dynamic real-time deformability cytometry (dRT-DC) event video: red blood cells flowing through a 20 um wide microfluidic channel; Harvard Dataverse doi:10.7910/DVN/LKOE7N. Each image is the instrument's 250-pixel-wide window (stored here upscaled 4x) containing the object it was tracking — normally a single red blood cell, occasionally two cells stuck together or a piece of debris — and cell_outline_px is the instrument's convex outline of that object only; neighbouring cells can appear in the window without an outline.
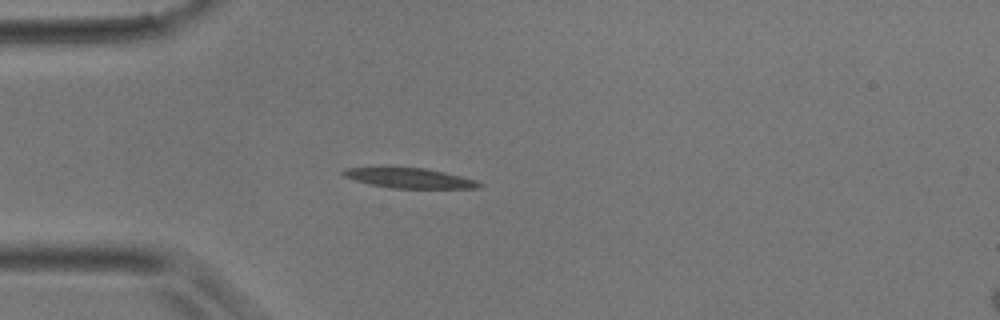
{"species": "common noctule bat (a hibernating species)", "species_latin": "Nyctalus noctula", "temperature_condition": "room temperature", "stored_images_in_passage": 4, "camera_frame_rate_fps": 3000, "um_per_image_px": 0.085, "animal": {"sex": "male", "body_mass_g": 17.9}, "frame": {"image": 1, "passage_image": 4, "time_ms": 1.0, "image_size_px": [1000, 320], "cell_outline_px": [[484, 184], [480, 188], [392, 188], [372, 184], [356, 180], [344, 176], [340, 172], [344, 168], [424, 168], [444, 172], [476, 180]], "centroid_in_image_um": [34.85, 15.14], "position_along_channel_um": 50.1, "area_um2": 15.49}}